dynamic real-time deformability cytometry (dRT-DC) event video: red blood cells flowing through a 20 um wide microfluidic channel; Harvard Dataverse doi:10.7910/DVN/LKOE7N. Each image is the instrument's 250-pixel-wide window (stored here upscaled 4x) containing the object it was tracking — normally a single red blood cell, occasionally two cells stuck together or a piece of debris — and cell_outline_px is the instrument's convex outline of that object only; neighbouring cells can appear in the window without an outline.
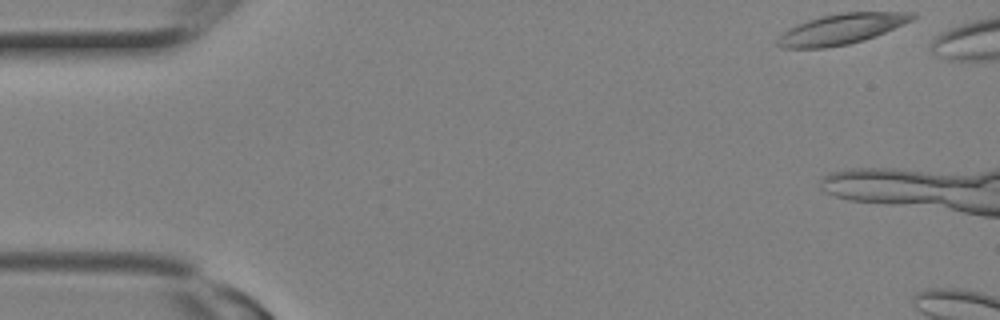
{"species": "Egyptian fruit bat (a non-hibernating species)", "species_latin": "Rousettus aegyptiacus", "temperature_condition": "room temperature", "stored_images_in_passage": 5, "camera_frame_rate_fps": 3000, "um_per_image_px": 0.085, "animal": {"sex": "female"}, "frame": {"image": 1, "passage_image": 1, "time_ms": 0.0, "image_size_px": [1000, 320], "cell_outline_px": [[916, 16], [912, 20], [904, 24], [876, 36], [864, 40], [848, 44], [824, 48], [780, 48], [776, 44], [776, 40], [788, 28], [796, 24], [820, 16], [840, 12], [916, 12]], "centroid_in_image_um": [71.51, 2.46], "position_along_channel_um": 13.5, "area_um2": 24.04}}